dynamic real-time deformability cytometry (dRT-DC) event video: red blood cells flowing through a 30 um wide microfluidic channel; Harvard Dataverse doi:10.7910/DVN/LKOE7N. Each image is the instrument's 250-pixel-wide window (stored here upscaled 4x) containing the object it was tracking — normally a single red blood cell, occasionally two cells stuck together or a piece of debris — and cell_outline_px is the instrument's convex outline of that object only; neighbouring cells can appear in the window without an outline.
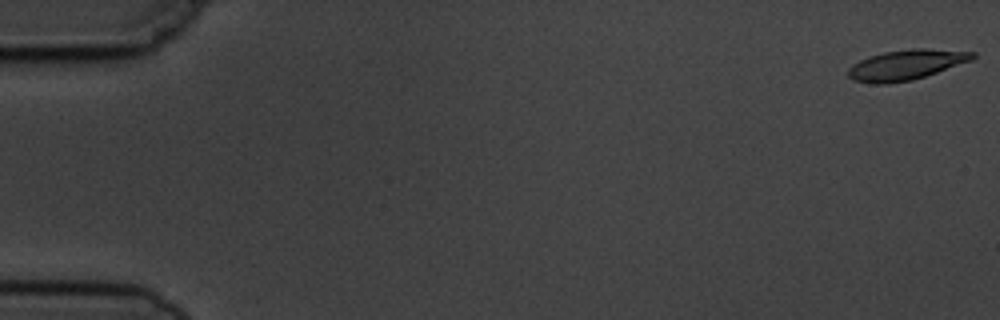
{"species": "common noctule bat (a hibernating species)", "species_latin": "Nyctalus noctula", "temperature_condition": "cold", "stored_images_in_passage": 10, "camera_frame_rate_fps": 3000, "um_per_image_px": 0.085, "animal": {"sex": "male", "body_mass_g": 19.5, "forearm_length_mm": 54.6}, "frame": {"image": 1, "passage_image": 1, "time_ms": 0.0, "image_size_px": [1000, 320], "cell_outline_px": [[976, 56], [972, 60], [912, 80], [888, 84], [872, 84], [852, 80], [848, 76], [848, 68], [860, 60], [884, 52], [912, 48], [924, 48], [976, 52]], "centroid_in_image_um": [77.01, 5.51], "position_along_channel_um": 8.0, "area_um2": 21.73}}
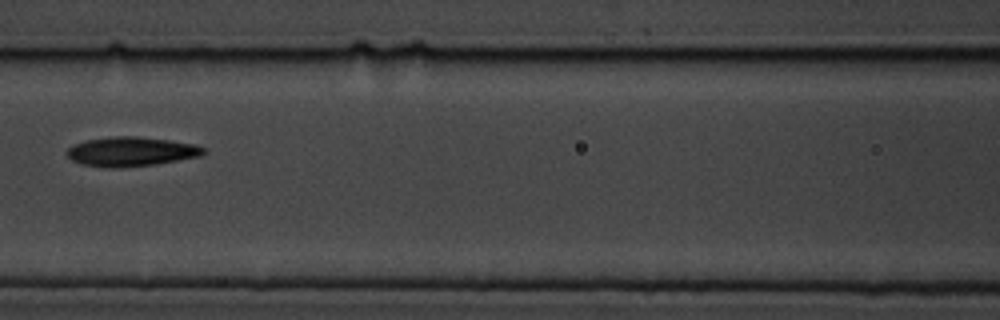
{"frame": {"image": 2, "passage_image": 7, "time_ms": 8.0, "image_size_px": [1000, 320], "cell_outline_px": [[208, 148], [200, 156], [156, 164], [116, 168], [104, 168], [80, 164], [72, 160], [64, 152], [72, 144], [88, 140], [116, 136], [136, 136], [168, 140], [196, 144]], "centroid_in_image_um": [11.12, 12.89], "position_along_channel_um": 155.5, "area_um2": 23.52}}
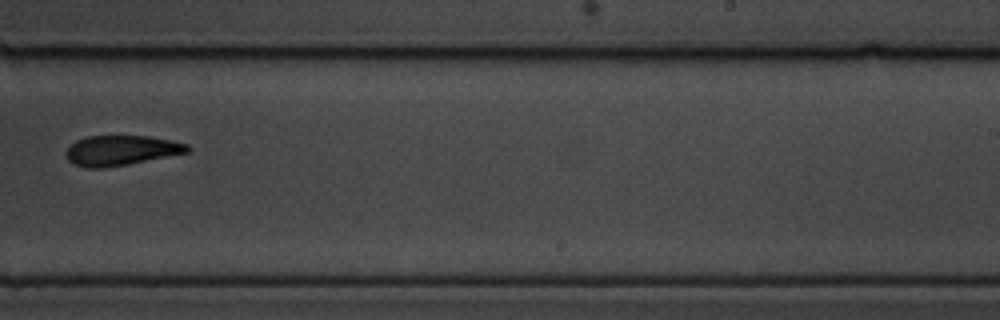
{"frame": {"image": 3, "passage_image": 10, "time_ms": 11.333, "image_size_px": [1000, 320], "cell_outline_px": [[192, 152], [128, 164], [100, 168], [88, 168], [76, 164], [68, 160], [68, 148], [76, 140], [88, 136], [148, 136], [172, 140], [188, 144], [192, 148]], "centroid_in_image_um": [10.39, 12.78], "position_along_channel_um": 278.6, "area_um2": 21.15}}